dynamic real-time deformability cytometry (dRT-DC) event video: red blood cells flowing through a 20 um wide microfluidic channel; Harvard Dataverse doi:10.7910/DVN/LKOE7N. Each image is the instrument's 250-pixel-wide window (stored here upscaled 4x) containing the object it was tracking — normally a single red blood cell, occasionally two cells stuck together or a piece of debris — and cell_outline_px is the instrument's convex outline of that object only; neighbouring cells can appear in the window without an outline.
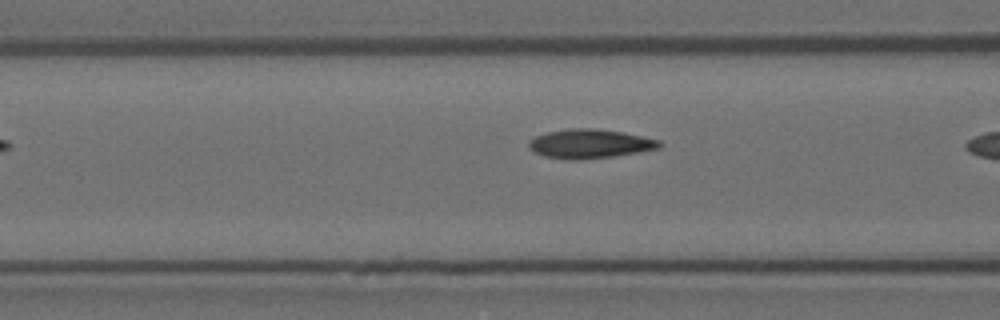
{"species": "Egyptian fruit bat (a non-hibernating species)", "species_latin": "Rousettus aegyptiacus", "temperature_condition": "room temperature", "stored_images_in_passage": 9, "camera_frame_rate_fps": 3000, "um_per_image_px": 0.085, "animal": {"sex": "female"}, "frame": {"image": 1, "passage_image": 8, "time_ms": 2.333, "image_size_px": [1000, 320], "cell_outline_px": [[664, 144], [660, 148], [640, 152], [612, 156], [576, 160], [568, 160], [544, 156], [528, 148], [528, 140], [536, 136], [548, 132], [568, 128], [596, 128], [624, 132], [660, 140]], "centroid_in_image_um": [50.15, 12.21], "position_along_channel_um": 116.4, "area_um2": 22.31}}